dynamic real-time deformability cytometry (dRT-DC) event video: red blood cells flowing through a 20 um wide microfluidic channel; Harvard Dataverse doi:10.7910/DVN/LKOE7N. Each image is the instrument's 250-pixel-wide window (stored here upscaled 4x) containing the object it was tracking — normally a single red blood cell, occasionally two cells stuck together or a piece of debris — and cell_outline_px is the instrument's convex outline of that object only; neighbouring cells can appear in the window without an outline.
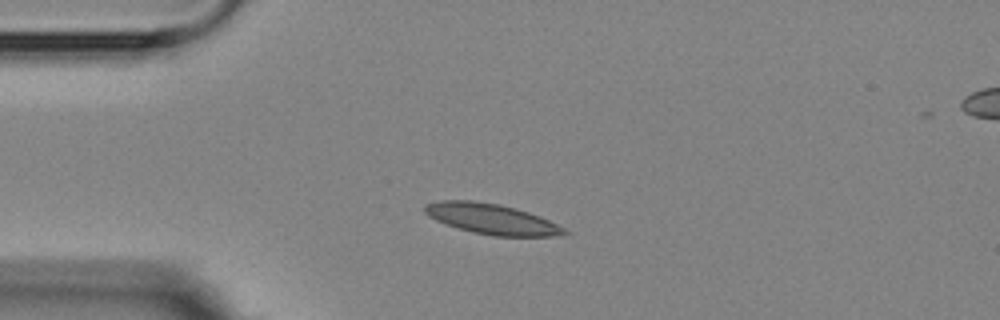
{"species": "Egyptian fruit bat (a non-hibernating species)", "species_latin": "Rousettus aegyptiacus", "temperature_condition": "room temperature", "stored_images_in_passage": 5, "camera_frame_rate_fps": 3000, "um_per_image_px": 0.085, "animal": {"sex": "female"}, "frame": {"image": 1, "passage_image": 2, "time_ms": 1.0, "image_size_px": [1000, 320], "cell_outline_px": [[572, 232], [564, 236], [492, 236], [472, 232], [444, 224], [428, 216], [424, 212], [424, 204], [440, 200], [472, 200], [500, 204], [528, 212], [540, 216]], "centroid_in_image_um": [41.79, 18.62], "position_along_channel_um": 43.2, "area_um2": 24.97}}
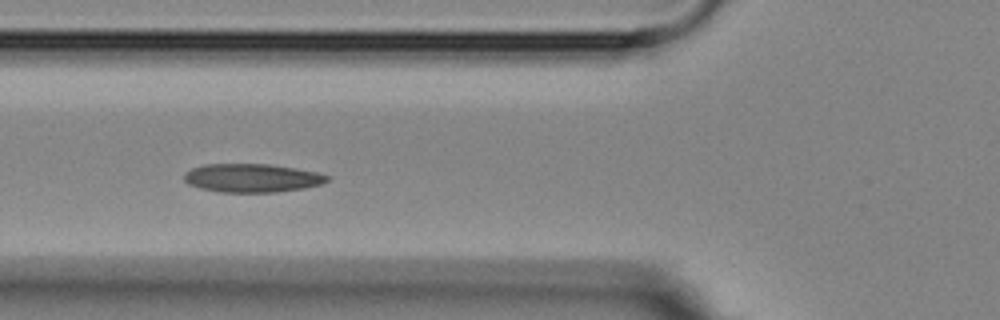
{"frame": {"image": 2, "passage_image": 4, "time_ms": 3.333, "image_size_px": [1000, 320], "cell_outline_px": [[332, 176], [328, 180], [320, 184], [304, 188], [276, 192], [220, 192], [200, 188], [188, 184], [184, 180], [184, 172], [192, 168], [204, 164], [268, 164], [296, 168], [320, 172]], "centroid_in_image_um": [21.43, 15.12], "position_along_channel_um": 104.4, "area_um2": 23.93}}
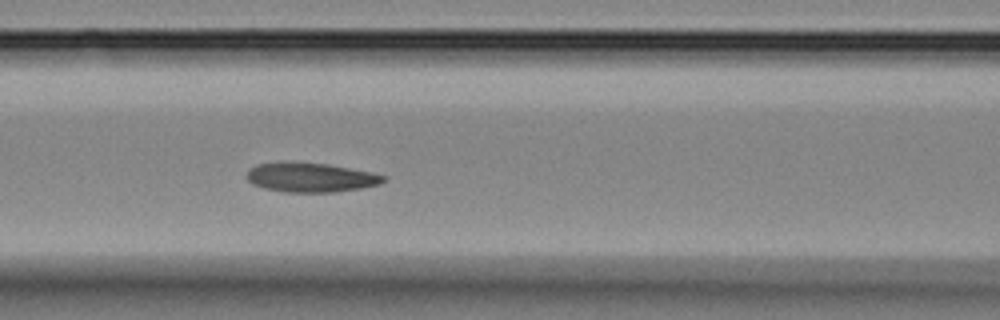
{"frame": {"image": 3, "passage_image": 5, "time_ms": 4.333, "image_size_px": [1000, 320], "cell_outline_px": [[388, 176], [380, 184], [360, 188], [336, 192], [284, 192], [264, 188], [252, 184], [244, 176], [248, 168], [256, 164], [284, 160], [328, 164], [372, 172]], "centroid_in_image_um": [26.34, 15.05], "position_along_channel_um": 140.3, "area_um2": 23.99}}